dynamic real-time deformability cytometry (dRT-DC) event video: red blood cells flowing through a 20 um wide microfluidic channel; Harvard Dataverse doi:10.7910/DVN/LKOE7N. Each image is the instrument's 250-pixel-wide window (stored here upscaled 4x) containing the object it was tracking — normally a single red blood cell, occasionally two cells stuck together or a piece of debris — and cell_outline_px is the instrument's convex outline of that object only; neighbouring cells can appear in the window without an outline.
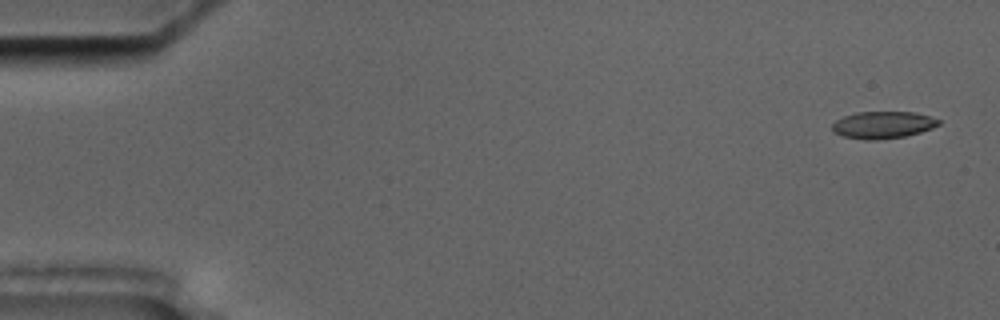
{"species": "common noctule bat (a hibernating species)", "species_latin": "Nyctalus noctula", "temperature_condition": "cold", "stored_images_in_passage": 3, "camera_frame_rate_fps": 3000, "um_per_image_px": 0.085, "animal": {"sex": "male", "body_mass_g": 17.5, "forearm_length_mm": 52.3}, "frame": {"image": 1, "passage_image": 1, "time_ms": 0.0, "image_size_px": [1000, 320], "cell_outline_px": [[940, 124], [932, 128], [920, 132], [904, 136], [876, 140], [864, 140], [844, 136], [836, 132], [832, 128], [832, 124], [836, 120], [844, 116], [856, 112], [912, 112], [928, 116], [940, 120]], "centroid_in_image_um": [75.04, 10.61], "position_along_channel_um": 10.0, "area_um2": 16.59}}